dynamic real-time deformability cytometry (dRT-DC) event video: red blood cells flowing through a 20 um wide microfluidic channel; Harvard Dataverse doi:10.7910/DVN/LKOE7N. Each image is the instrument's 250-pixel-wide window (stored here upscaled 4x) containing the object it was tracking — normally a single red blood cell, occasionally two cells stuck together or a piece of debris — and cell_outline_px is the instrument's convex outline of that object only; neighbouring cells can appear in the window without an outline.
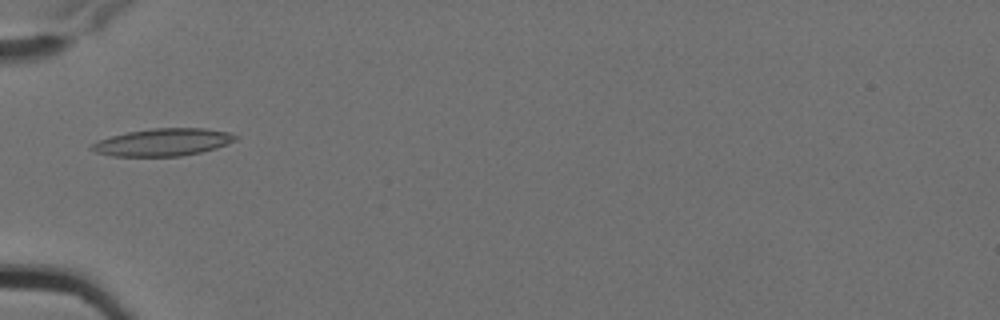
{"species": "Egyptian fruit bat (a non-hibernating species)", "species_latin": "Rousettus aegyptiacus", "temperature_condition": "cold", "stored_images_in_passage": 8, "camera_frame_rate_fps": 3000, "um_per_image_px": 0.085, "animal": {"sex": "female"}, "frame": {"image": 1, "passage_image": 5, "time_ms": 1.333, "image_size_px": [1000, 320], "cell_outline_px": [[236, 140], [216, 148], [200, 152], [180, 156], [112, 156], [96, 152], [88, 148], [92, 144], [100, 140], [112, 136], [128, 132], [152, 128], [204, 128], [228, 132], [236, 136]], "centroid_in_image_um": [13.84, 12.09], "position_along_channel_um": 71.2, "area_um2": 22.72}}
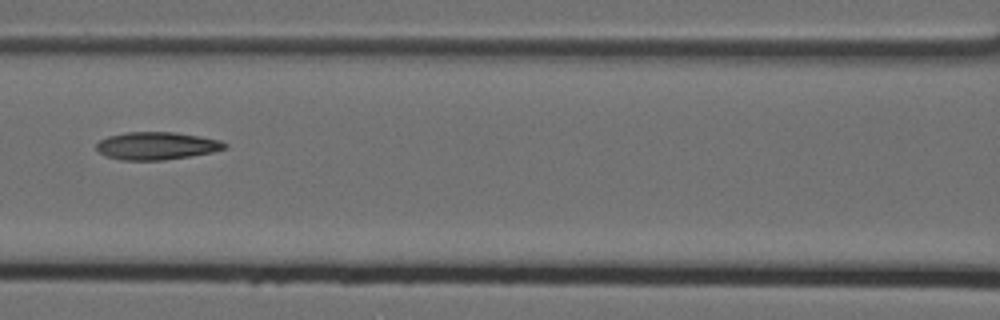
{"frame": {"image": 2, "passage_image": 7, "time_ms": 2.0, "image_size_px": [1000, 320], "cell_outline_px": [[228, 148], [212, 152], [164, 160], [120, 160], [108, 156], [100, 152], [96, 148], [96, 144], [100, 140], [108, 136], [124, 132], [176, 132], [200, 136], [220, 140], [228, 144]], "centroid_in_image_um": [13.33, 12.38], "position_along_channel_um": 153.3, "area_um2": 20.69}}
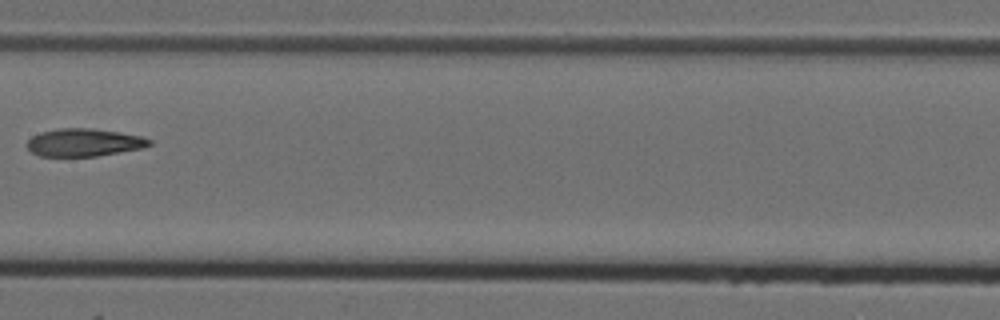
{"frame": {"image": 3, "passage_image": 8, "time_ms": 2.333, "image_size_px": [1000, 320], "cell_outline_px": [[152, 144], [144, 148], [96, 156], [40, 156], [32, 152], [28, 148], [28, 140], [32, 136], [40, 132], [60, 128], [92, 128], [120, 132], [144, 136], [152, 140]], "centroid_in_image_um": [7.19, 12.1], "position_along_channel_um": 200.2, "area_um2": 19.88}}